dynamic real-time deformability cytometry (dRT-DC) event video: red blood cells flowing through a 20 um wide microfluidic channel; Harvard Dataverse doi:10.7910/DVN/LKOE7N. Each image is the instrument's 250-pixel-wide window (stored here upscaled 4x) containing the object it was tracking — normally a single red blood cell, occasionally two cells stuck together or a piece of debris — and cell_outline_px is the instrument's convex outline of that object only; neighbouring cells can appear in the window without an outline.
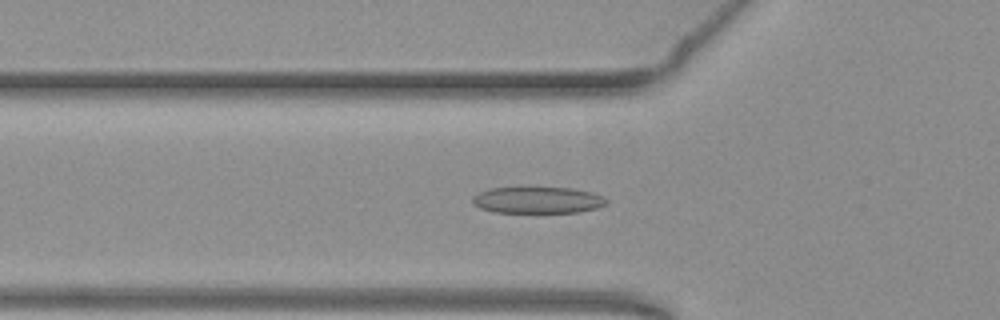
{"species": "common noctule bat (a hibernating species)", "species_latin": "Nyctalus noctula", "temperature_condition": "warm", "stored_images_in_passage": 53, "camera_frame_rate_fps": 3000, "um_per_image_px": 0.085, "animal": {"sex": "female", "body_mass_g": 19.3, "forearm_length_mm": 54.1}, "frame": {"image": 1, "passage_image": 18, "time_ms": 5.667, "image_size_px": [1000, 320], "cell_outline_px": [[608, 204], [596, 208], [580, 212], [492, 212], [480, 208], [472, 204], [472, 196], [488, 188], [572, 188], [592, 192], [608, 200]], "centroid_in_image_um": [45.68, 17.01], "position_along_channel_um": 80.1, "area_um2": 20.63}}
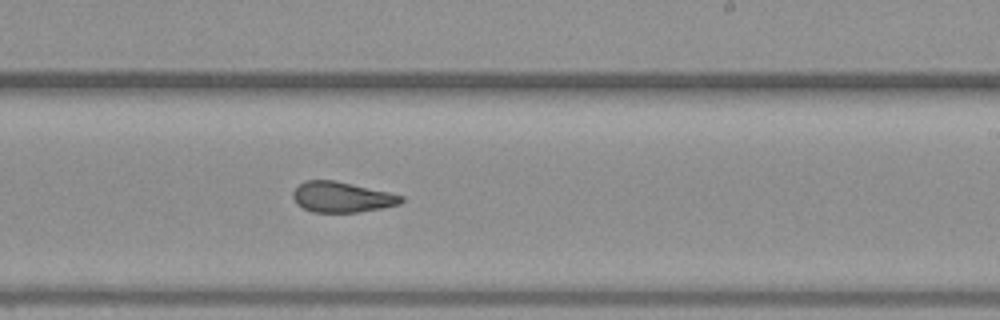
{"frame": {"image": 2, "passage_image": 32, "time_ms": 10.333, "image_size_px": [1000, 320], "cell_outline_px": [[404, 200], [400, 204], [380, 208], [356, 212], [312, 212], [296, 204], [292, 196], [292, 192], [304, 180], [336, 180], [388, 192], [404, 196]], "centroid_in_image_um": [29.03, 16.74], "position_along_channel_um": 260.0, "area_um2": 19.19}}
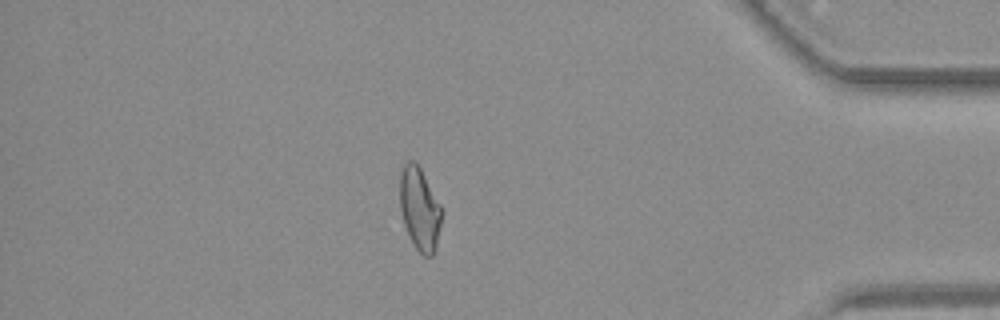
{"frame": {"image": 3, "passage_image": 46, "time_ms": 15.0, "image_size_px": [1000, 320], "cell_outline_px": [[444, 212], [436, 244], [432, 256], [424, 256], [416, 248], [404, 224], [400, 208], [400, 172], [404, 164], [408, 160], [412, 160], [420, 168], [440, 204]], "centroid_in_image_um": [35.68, 17.74], "position_along_channel_um": 399.5, "area_um2": 19.94}, "authors_computed_cell_mechanics": {"area_um2": 20.6346, "velocity_mm_per_s": 3.8359, "shape_relaxation_time_tau1_ms": null, "shape_relaxation_time_tau2_ms": 1.7883, "deformation_change_tau1": null, "deformation_change_tau2": 0.0999}}